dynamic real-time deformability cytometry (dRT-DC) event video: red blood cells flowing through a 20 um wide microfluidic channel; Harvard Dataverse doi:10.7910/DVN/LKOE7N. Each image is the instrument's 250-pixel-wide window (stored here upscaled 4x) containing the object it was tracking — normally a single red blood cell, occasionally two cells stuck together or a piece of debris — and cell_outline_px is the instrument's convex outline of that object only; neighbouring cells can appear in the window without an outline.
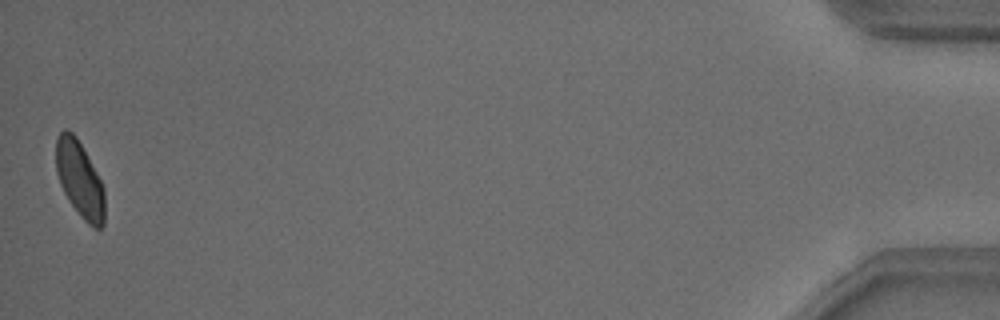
{"species": "common noctule bat (a hibernating species)", "species_latin": "Nyctalus noctula", "temperature_condition": "warm", "stored_images_in_passage": 43, "camera_frame_rate_fps": 3000, "um_per_image_px": 0.085, "animal": {"sex": "male", "body_mass_g": 18.8}, "frame": {"image": 1, "passage_image": 43, "time_ms": 14.0, "image_size_px": [1000, 320], "cell_outline_px": [[104, 224], [100, 228], [92, 228], [84, 220], [68, 200], [60, 184], [56, 172], [56, 140], [60, 132], [64, 128], [68, 128], [76, 136], [96, 172], [104, 188]], "centroid_in_image_um": [6.76, 15.24], "position_along_channel_um": 428.4, "area_um2": 21.5}, "authors_computed_cell_mechanics": {"area_um2": 22.542, "velocity_mm_per_s": 3.8197, "shape_relaxation_time_tau1_ms": 1.8202, "shape_relaxation_time_tau2_ms": 2.3044, "deformation_change_tau1": 0.1007, "deformation_change_tau2": 0.0687}}